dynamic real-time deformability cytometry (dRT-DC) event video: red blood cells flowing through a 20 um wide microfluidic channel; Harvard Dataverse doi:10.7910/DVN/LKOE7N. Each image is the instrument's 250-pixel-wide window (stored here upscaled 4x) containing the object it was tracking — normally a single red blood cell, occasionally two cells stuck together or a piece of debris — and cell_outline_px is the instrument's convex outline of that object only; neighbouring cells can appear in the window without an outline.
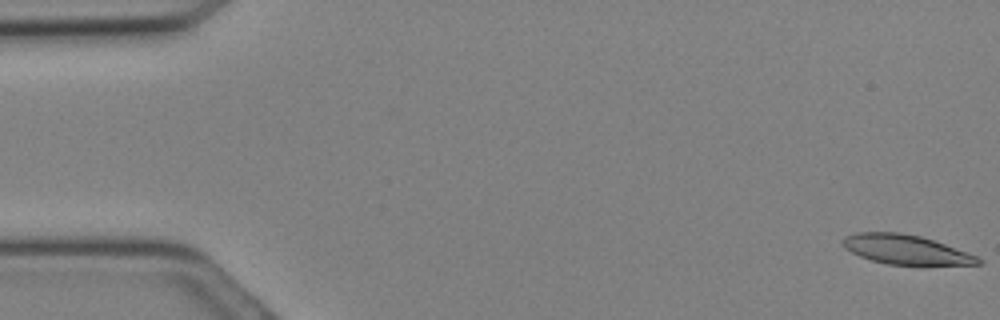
{"species": "Egyptian fruit bat (a non-hibernating species)", "species_latin": "Rousettus aegyptiacus", "temperature_condition": "cold", "stored_images_in_passage": 19, "camera_frame_rate_fps": 3000, "um_per_image_px": 0.085, "animal": {"sex": "female"}, "frame": {"image": 1, "passage_image": 1, "time_ms": 0.0, "image_size_px": [1000, 320], "cell_outline_px": [[984, 264], [888, 264], [872, 260], [860, 256], [844, 248], [840, 240], [844, 236], [856, 232], [896, 232], [920, 236], [944, 244], [976, 256], [984, 260]], "centroid_in_image_um": [76.93, 21.2], "position_along_channel_um": 8.1, "area_um2": 22.83}}
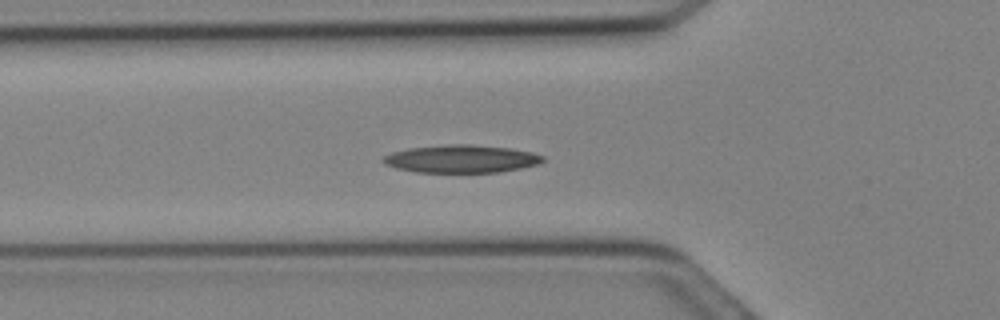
{"frame": {"image": 2, "passage_image": 11, "time_ms": 3.333, "image_size_px": [1000, 320], "cell_outline_px": [[544, 160], [540, 164], [500, 172], [416, 172], [396, 168], [384, 164], [380, 160], [384, 156], [392, 152], [408, 148], [448, 144], [472, 144], [512, 148], [532, 152], [544, 156]], "centroid_in_image_um": [39.21, 13.49], "position_along_channel_um": 86.6, "area_um2": 26.07}}
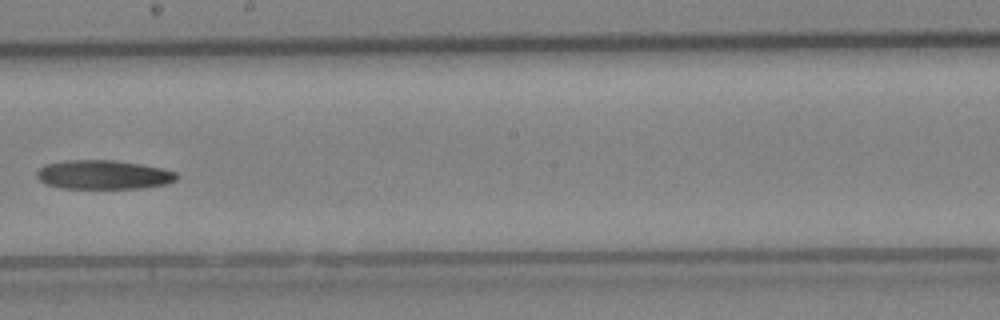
{"frame": {"image": 3, "passage_image": 18, "time_ms": 5.667, "image_size_px": [1000, 320], "cell_outline_px": [[180, 176], [176, 180], [164, 184], [140, 188], [60, 188], [48, 184], [40, 180], [36, 176], [36, 172], [44, 164], [64, 160], [116, 160], [140, 164], [160, 168], [176, 172]], "centroid_in_image_um": [8.77, 14.84], "position_along_channel_um": 239.4, "area_um2": 23.64}}